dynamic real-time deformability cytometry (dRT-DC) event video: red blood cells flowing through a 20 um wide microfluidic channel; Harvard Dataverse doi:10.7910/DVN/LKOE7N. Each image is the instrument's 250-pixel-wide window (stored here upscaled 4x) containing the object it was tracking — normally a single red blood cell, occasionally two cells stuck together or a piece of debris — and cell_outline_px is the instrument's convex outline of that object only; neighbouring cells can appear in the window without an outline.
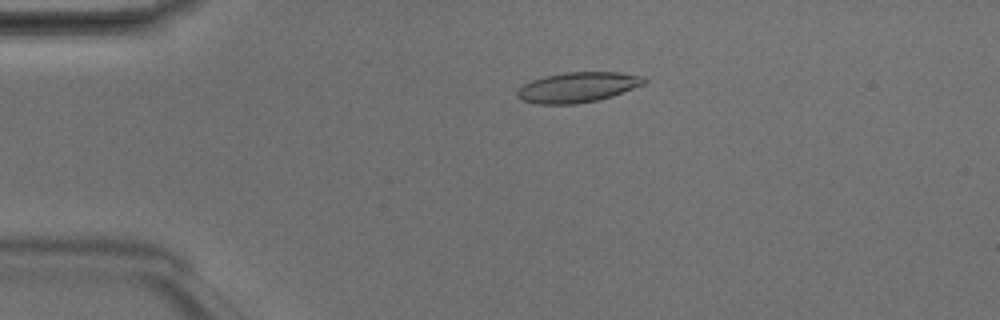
{"species": "Egyptian fruit bat (a non-hibernating species)", "species_latin": "Rousettus aegyptiacus", "temperature_condition": "room temperature", "stored_images_in_passage": 4, "camera_frame_rate_fps": 3000, "um_per_image_px": 0.085, "animal": {"sex": "male"}, "frame": {"image": 1, "passage_image": 3, "time_ms": 0.667, "image_size_px": [1000, 320], "cell_outline_px": [[648, 80], [644, 84], [612, 96], [596, 100], [576, 104], [536, 104], [520, 100], [516, 96], [516, 92], [524, 84], [532, 80], [544, 76], [564, 72], [616, 72], [644, 76]], "centroid_in_image_um": [49.08, 7.42], "position_along_channel_um": 35.9, "area_um2": 22.37}}